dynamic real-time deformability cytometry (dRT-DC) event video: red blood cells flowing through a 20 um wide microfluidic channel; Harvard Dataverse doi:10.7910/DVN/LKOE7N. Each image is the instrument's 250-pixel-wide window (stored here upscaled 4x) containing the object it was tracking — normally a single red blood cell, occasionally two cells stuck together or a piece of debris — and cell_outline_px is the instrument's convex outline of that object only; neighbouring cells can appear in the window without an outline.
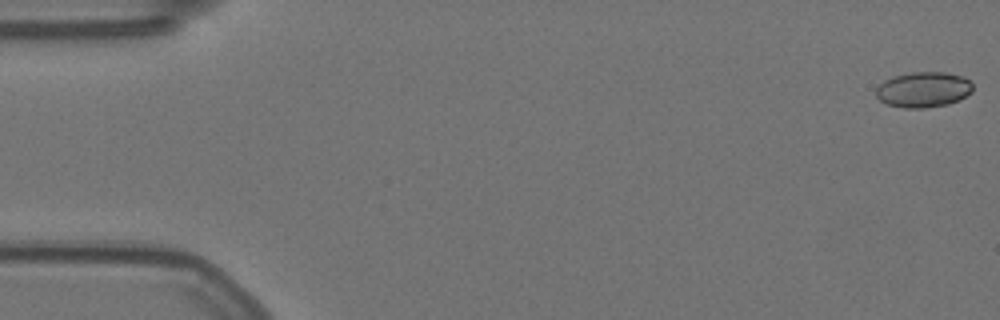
{"species": "Egyptian fruit bat (a non-hibernating species)", "species_latin": "Rousettus aegyptiacus", "temperature_condition": "warm", "stored_images_in_passage": 17, "camera_frame_rate_fps": 3000, "um_per_image_px": 0.085, "animal": {"sex": "female"}, "frame": {"image": 1, "passage_image": 1, "time_ms": 0.0, "image_size_px": [1000, 320], "cell_outline_px": [[972, 92], [960, 100], [948, 104], [924, 108], [904, 108], [888, 104], [880, 100], [876, 96], [876, 88], [884, 80], [892, 76], [912, 72], [944, 72], [964, 76], [972, 84]], "centroid_in_image_um": [78.49, 7.61], "position_along_channel_um": 6.5, "area_um2": 20.11}}
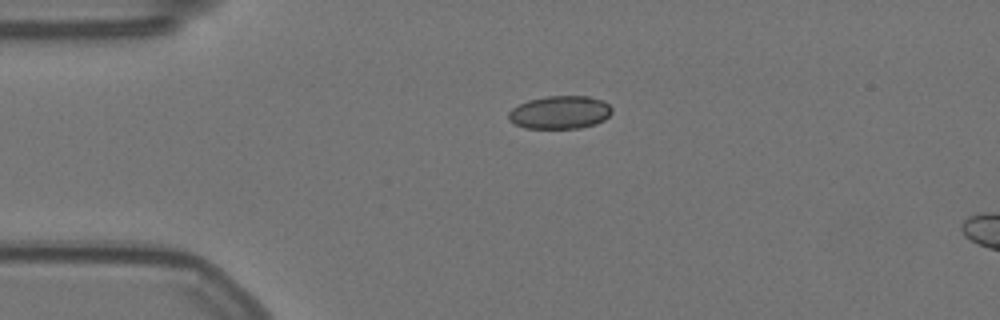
{"frame": {"image": 2, "passage_image": 13, "time_ms": 4.0, "image_size_px": [1000, 320], "cell_outline_px": [[612, 112], [604, 120], [596, 124], [580, 128], [524, 128], [508, 120], [508, 112], [512, 108], [528, 100], [548, 96], [588, 96], [604, 100], [612, 108]], "centroid_in_image_um": [47.61, 9.55], "position_along_channel_um": 37.4, "area_um2": 20.0}}